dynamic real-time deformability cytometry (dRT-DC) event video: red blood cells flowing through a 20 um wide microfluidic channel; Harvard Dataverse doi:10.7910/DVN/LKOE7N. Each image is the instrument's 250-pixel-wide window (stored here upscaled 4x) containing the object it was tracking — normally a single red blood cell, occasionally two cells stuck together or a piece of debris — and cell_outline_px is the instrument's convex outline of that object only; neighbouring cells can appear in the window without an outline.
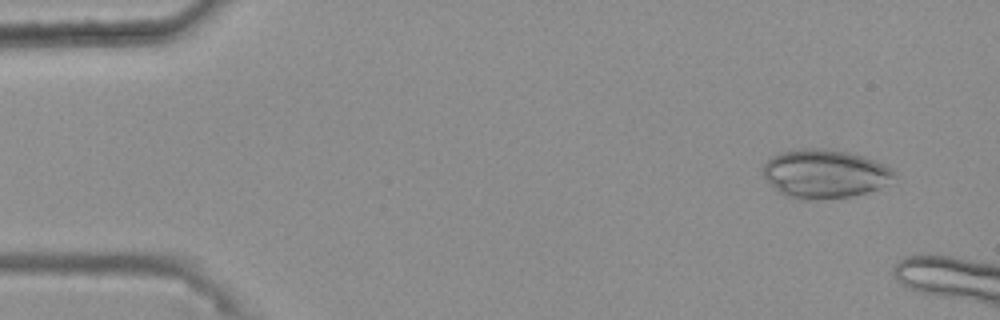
{"species": "common noctule bat (a hibernating species)", "species_latin": "Nyctalus noctula", "temperature_condition": "warm", "stored_images_in_passage": 8, "camera_frame_rate_fps": 3000, "um_per_image_px": 0.085, "animal": {"sex": "female", "body_mass_g": 25.1}, "frame": {"image": 1, "passage_image": 3, "time_ms": 0.667, "image_size_px": [1000, 320], "cell_outline_px": [[896, 172], [880, 188], [868, 192], [848, 196], [812, 200], [800, 200], [784, 196], [760, 172], [764, 164], [772, 156], [780, 152], [804, 148], [820, 148], [848, 152], [864, 156], [892, 168]], "centroid_in_image_um": [70.06, 14.77], "position_along_channel_um": 14.9, "area_um2": 36.99}}